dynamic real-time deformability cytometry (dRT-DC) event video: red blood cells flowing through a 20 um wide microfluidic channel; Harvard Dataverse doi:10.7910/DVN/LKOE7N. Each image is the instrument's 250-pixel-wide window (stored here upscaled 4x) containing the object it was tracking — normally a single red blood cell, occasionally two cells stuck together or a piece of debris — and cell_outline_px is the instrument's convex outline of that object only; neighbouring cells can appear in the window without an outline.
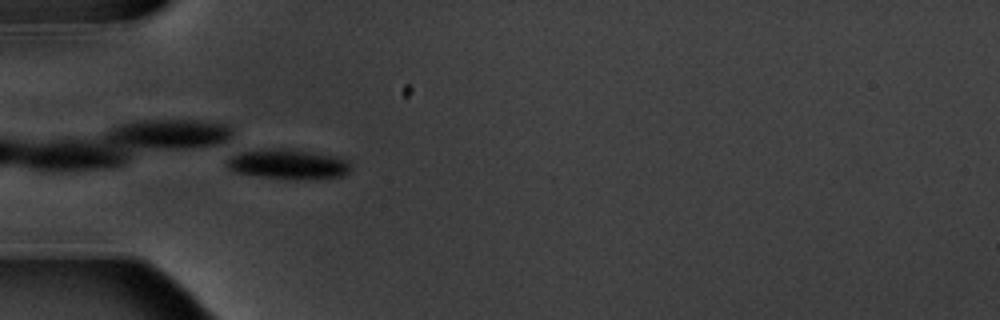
{"species": "common noctule bat (a hibernating species)", "species_latin": "Nyctalus noctula", "temperature_condition": "warm", "stored_images_in_passage": 7, "camera_frame_rate_fps": 3000, "um_per_image_px": 0.085, "animal": {"sex": "male", "body_mass_g": 20.1, "forearm_length_mm": 53.5}, "frame": {"image": 1, "passage_image": 6, "time_ms": 6.0, "image_size_px": [1000, 320], "cell_outline_px": [[352, 164], [348, 172], [344, 176], [316, 180], [296, 180], [232, 172], [228, 168], [228, 160], [232, 156], [240, 152], [276, 148], [288, 148], [340, 156], [348, 160]], "centroid_in_image_um": [24.6, 13.96], "position_along_channel_um": 60.4, "area_um2": 21.96}}